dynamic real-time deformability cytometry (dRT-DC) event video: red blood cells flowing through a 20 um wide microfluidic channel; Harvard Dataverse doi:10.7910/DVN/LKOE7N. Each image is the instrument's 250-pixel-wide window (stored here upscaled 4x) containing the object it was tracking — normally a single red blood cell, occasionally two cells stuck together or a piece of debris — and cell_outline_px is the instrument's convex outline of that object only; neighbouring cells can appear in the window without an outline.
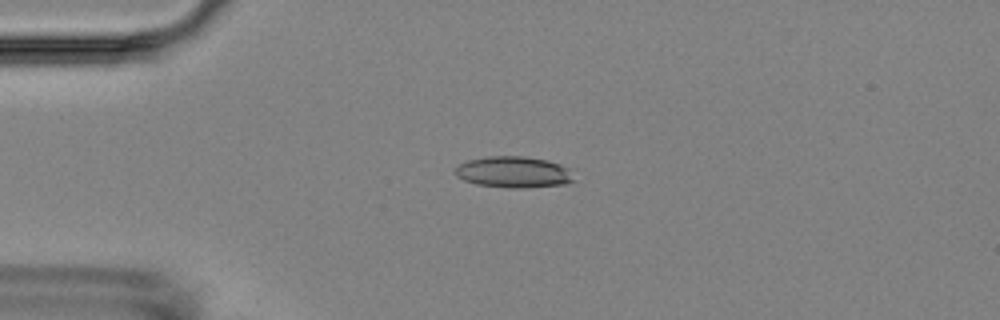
{"species": "Egyptian fruit bat (a non-hibernating species)", "species_latin": "Rousettus aegyptiacus", "temperature_condition": "room temperature", "stored_images_in_passage": 6, "camera_frame_rate_fps": 3000, "um_per_image_px": 0.085, "animal": {"sex": "female"}, "frame": {"image": 1, "passage_image": 4, "time_ms": 3.333, "image_size_px": [1000, 320], "cell_outline_px": [[576, 180], [568, 184], [520, 188], [508, 188], [476, 184], [464, 180], [456, 176], [456, 168], [460, 164], [468, 160], [488, 156], [524, 156], [548, 160], [560, 164], [568, 168]], "centroid_in_image_um": [43.69, 14.63], "position_along_channel_um": 41.3, "area_um2": 21.73}}